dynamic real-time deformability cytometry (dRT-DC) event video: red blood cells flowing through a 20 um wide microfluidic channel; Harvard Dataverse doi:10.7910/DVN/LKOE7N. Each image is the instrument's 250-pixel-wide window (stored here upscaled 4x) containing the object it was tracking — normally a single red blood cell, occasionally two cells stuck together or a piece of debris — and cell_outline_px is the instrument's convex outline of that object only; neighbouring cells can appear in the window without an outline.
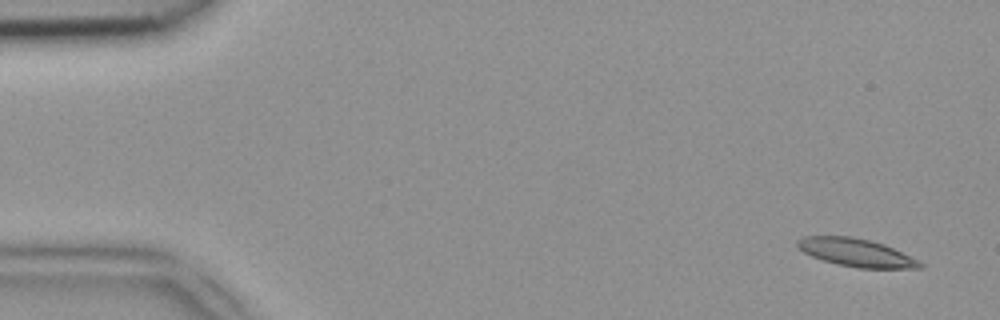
{"species": "common noctule bat (a hibernating species)", "species_latin": "Nyctalus noctula", "temperature_condition": "room temperature", "stored_images_in_passage": 50, "camera_frame_rate_fps": 3000, "um_per_image_px": 0.085, "animal": {"sex": "female", "body_mass_g": 18.4}, "frame": {"image": 1, "passage_image": 3, "time_ms": 0.667, "image_size_px": [1000, 320], "cell_outline_px": [[924, 264], [920, 268], [860, 268], [840, 264], [824, 260], [812, 256], [804, 252], [796, 244], [796, 240], [804, 236], [852, 236], [884, 244], [920, 260]], "centroid_in_image_um": [72.8, 21.46], "position_along_channel_um": 12.2, "area_um2": 19.77}}
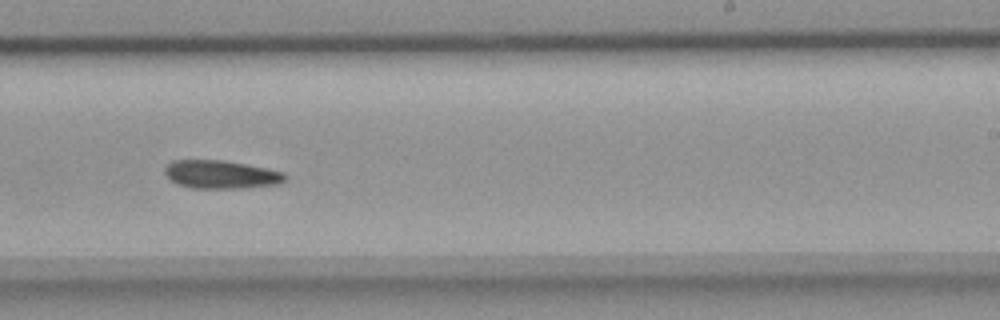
{"frame": {"image": 2, "passage_image": 31, "time_ms": 10.0, "image_size_px": [1000, 320], "cell_outline_px": [[288, 176], [280, 184], [248, 188], [192, 188], [176, 184], [164, 172], [164, 168], [172, 160], [224, 160], [268, 168], [284, 172]], "centroid_in_image_um": [18.82, 14.83], "position_along_channel_um": 270.2, "area_um2": 20.0}}
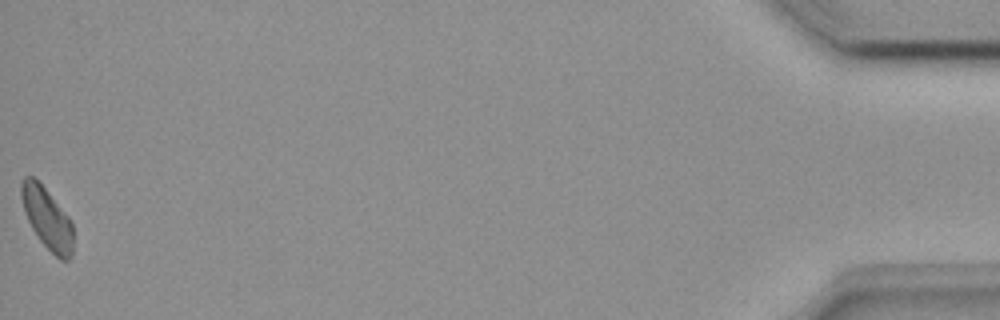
{"frame": {"image": 3, "passage_image": 50, "time_ms": 16.333, "image_size_px": [1000, 320], "cell_outline_px": [[72, 256], [68, 260], [60, 260], [40, 240], [32, 228], [24, 212], [20, 196], [20, 184], [24, 176], [32, 176], [48, 192], [68, 216], [72, 224]], "centroid_in_image_um": [3.98, 18.55], "position_along_channel_um": 431.2, "area_um2": 18.26}}